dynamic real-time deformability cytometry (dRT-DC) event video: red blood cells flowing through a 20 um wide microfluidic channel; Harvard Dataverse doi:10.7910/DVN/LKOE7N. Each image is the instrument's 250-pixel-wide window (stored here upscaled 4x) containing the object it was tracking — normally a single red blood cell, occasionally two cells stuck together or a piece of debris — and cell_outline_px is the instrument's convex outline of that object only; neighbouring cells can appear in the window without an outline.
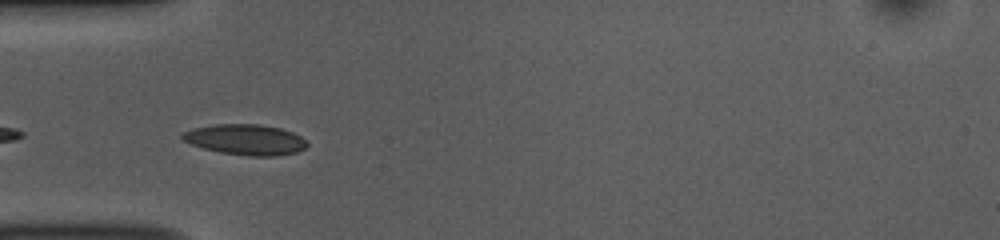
{"species": "common noctule bat (a hibernating species)", "species_latin": "Nyctalus noctula", "temperature_condition": "room temperature", "stored_images_in_passage": 38, "camera_frame_rate_fps": 3000, "um_per_image_px": 0.085, "animal": {"sex": "female", "body_mass_g": 10.0, "forearm_length_mm": 53.1}, "frame": {"image": 1, "passage_image": 2, "time_ms": 0.333, "image_size_px": [1000, 240], "cell_outline_px": [[308, 144], [304, 148], [296, 152], [276, 156], [248, 156], [220, 152], [204, 148], [192, 144], [184, 140], [180, 136], [184, 132], [192, 128], [216, 124], [260, 124], [280, 128], [292, 132], [300, 136]], "centroid_in_image_um": [20.86, 11.86], "position_along_channel_um": 64.1, "area_um2": 22.08}}
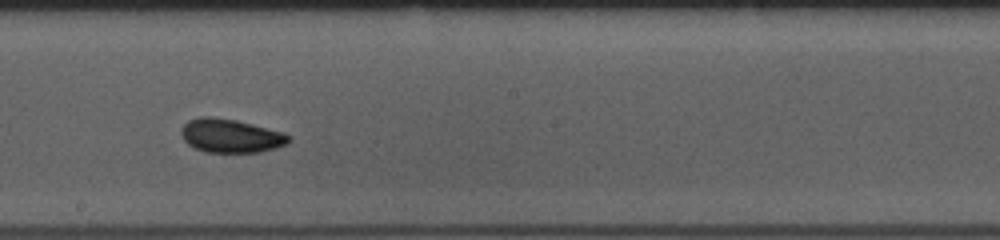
{"frame": {"image": 2, "passage_image": 15, "time_ms": 4.667, "image_size_px": [1000, 240], "cell_outline_px": [[288, 144], [276, 148], [260, 152], [204, 152], [188, 144], [184, 140], [180, 132], [180, 128], [188, 120], [200, 116], [208, 116], [236, 120], [284, 132], [288, 136]], "centroid_in_image_um": [19.58, 11.54], "position_along_channel_um": 228.6, "area_um2": 21.1}}
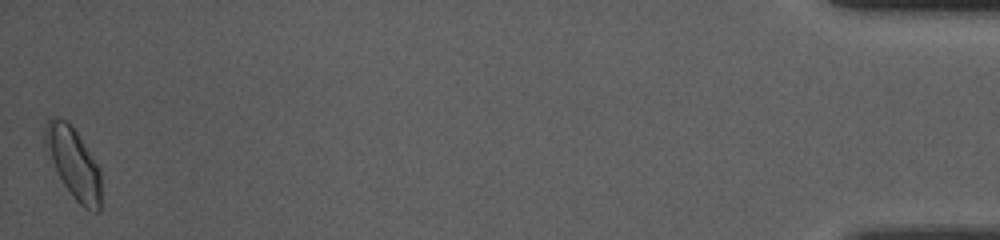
{"frame": {"image": 3, "passage_image": 38, "time_ms": 12.333, "image_size_px": [1000, 240], "cell_outline_px": [[100, 212], [92, 212], [84, 208], [72, 196], [64, 184], [52, 160], [44, 140], [44, 128], [48, 120], [52, 116], [56, 116], [64, 120], [76, 132], [100, 168]], "centroid_in_image_um": [6.27, 13.88], "position_along_channel_um": 428.9, "area_um2": 22.37}, "authors_computed_cell_mechanics": {"area_um2": 20.3456, "velocity_mm_per_s": 3.8063, "shape_relaxation_time_tau1_ms": 2.711, "shape_relaxation_time_tau2_ms": 3.397, "deformation_change_tau1": 0.082, "deformation_change_tau2": 0.0755}}